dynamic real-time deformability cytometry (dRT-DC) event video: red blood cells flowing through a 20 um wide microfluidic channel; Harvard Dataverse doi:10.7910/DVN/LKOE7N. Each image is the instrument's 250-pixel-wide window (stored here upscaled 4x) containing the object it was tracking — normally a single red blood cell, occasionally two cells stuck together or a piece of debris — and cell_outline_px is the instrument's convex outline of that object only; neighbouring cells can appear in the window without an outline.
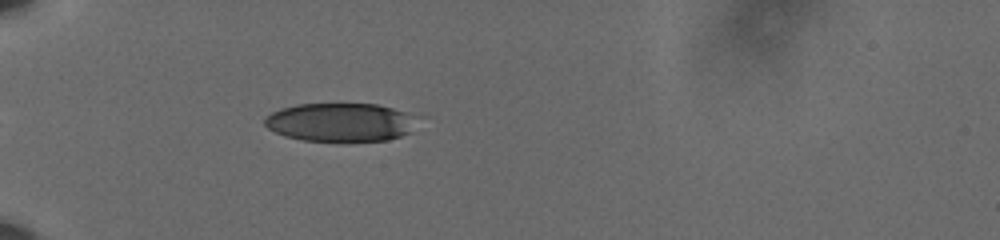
{"species": "human", "species_latin": "Homo sapiens", "temperature_condition": "cold", "stored_images_in_passage": 36, "camera_frame_rate_fps": 3000, "um_per_image_px": 0.085, "donor": {"sex": "male"}, "frame": {"image": 1, "passage_image": 1, "time_ms": 0.0, "image_size_px": [1000, 240], "cell_outline_px": [[408, 132], [400, 136], [388, 140], [304, 140], [284, 136], [268, 128], [264, 124], [264, 116], [280, 108], [296, 104], [376, 104], [392, 108], [404, 112]], "centroid_in_image_um": [28.7, 10.38], "position_along_channel_um": 56.3, "area_um2": 32.89}}
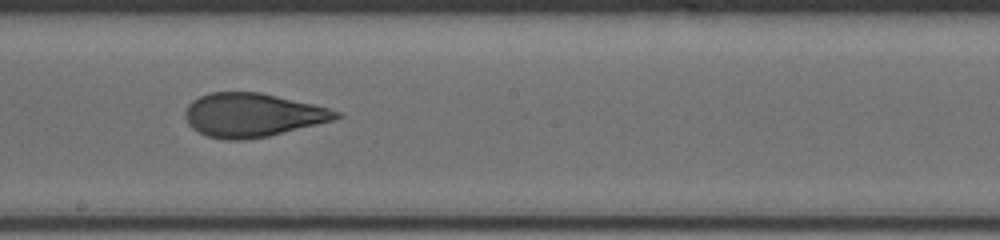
{"frame": {"image": 2, "passage_image": 17, "time_ms": 5.333, "image_size_px": [1000, 240], "cell_outline_px": [[340, 116], [332, 120], [268, 136], [244, 140], [224, 140], [208, 136], [192, 128], [188, 124], [184, 116], [184, 112], [188, 104], [192, 100], [200, 96], [212, 92], [260, 92], [312, 104], [328, 108], [340, 112]], "centroid_in_image_um": [21.39, 9.78], "position_along_channel_um": 226.8, "area_um2": 38.09}}
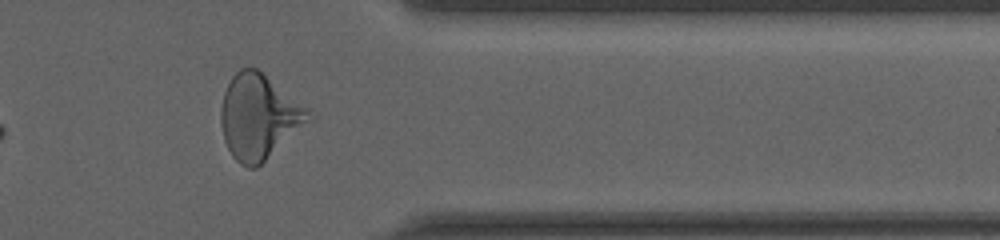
{"frame": {"image": 3, "passage_image": 31, "time_ms": 10.0, "image_size_px": [1000, 240], "cell_outline_px": [[316, 116], [312, 120], [256, 168], [248, 168], [240, 164], [232, 156], [224, 140], [220, 120], [220, 108], [224, 92], [232, 76], [240, 68], [256, 68], [308, 108]], "centroid_in_image_um": [22.01, 9.94], "position_along_channel_um": 389.4, "area_um2": 43.23}, "authors_computed_cell_mechanics": {"area_um2": 38.2347, "velocity_mm_per_s": 3.6168, "shape_relaxation_time_tau1_ms": 7.0185, "shape_relaxation_time_tau2_ms": 1.1714, "deformation_change_tau1": 0.2019, "deformation_change_tau2": 0.076}}